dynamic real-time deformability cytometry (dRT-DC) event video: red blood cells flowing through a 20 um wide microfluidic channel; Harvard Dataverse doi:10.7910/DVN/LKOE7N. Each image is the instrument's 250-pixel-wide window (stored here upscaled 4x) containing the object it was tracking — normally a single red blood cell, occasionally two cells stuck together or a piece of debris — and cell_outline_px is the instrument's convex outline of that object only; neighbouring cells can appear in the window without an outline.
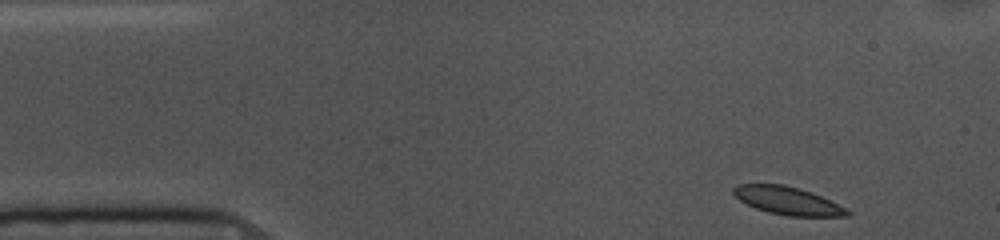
{"species": "common noctule bat (a hibernating species)", "species_latin": "Nyctalus noctula", "temperature_condition": "cold", "stored_images_in_passage": 50, "camera_frame_rate_fps": 3000, "um_per_image_px": 0.085, "animal": {"sex": "female", "body_mass_g": 10.0, "forearm_length_mm": 53.1}, "frame": {"image": 1, "passage_image": 1, "time_ms": 0.0, "image_size_px": [1000, 240], "cell_outline_px": [[852, 212], [848, 216], [788, 216], [768, 212], [756, 208], [740, 200], [732, 192], [732, 188], [736, 184], [784, 184], [812, 192], [848, 208]], "centroid_in_image_um": [66.98, 17.06], "position_along_channel_um": 18.0, "area_um2": 18.55}}
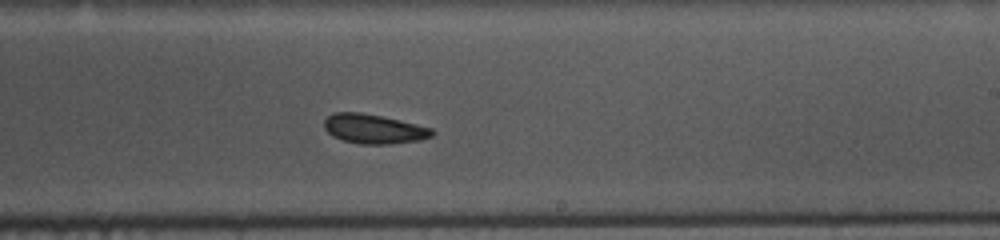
{"frame": {"image": 2, "passage_image": 27, "time_ms": 8.667, "image_size_px": [1000, 240], "cell_outline_px": [[436, 132], [432, 136], [420, 140], [388, 144], [360, 144], [344, 140], [332, 136], [324, 128], [324, 120], [332, 112], [360, 112], [400, 120], [432, 128]], "centroid_in_image_um": [31.77, 10.95], "position_along_channel_um": 257.2, "area_um2": 18.5}}
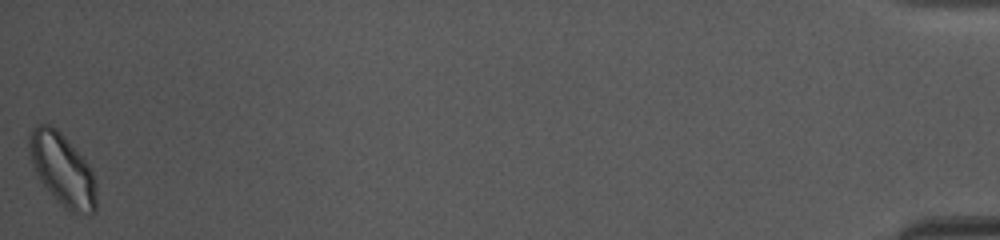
{"frame": {"image": 3, "passage_image": 50, "time_ms": 16.333, "image_size_px": [1000, 240], "cell_outline_px": [[96, 208], [92, 212], [72, 212], [64, 208], [56, 200], [40, 180], [32, 164], [28, 152], [28, 136], [32, 128], [40, 124], [48, 124], [56, 128], [64, 136], [88, 164], [96, 180]], "centroid_in_image_um": [5.28, 14.39], "position_along_channel_um": 429.9, "area_um2": 27.98}, "authors_computed_cell_mechanics": {"area_um2": 18.9584, "velocity_mm_per_s": 3.5957, "shape_relaxation_time_tau1_ms": 5.2112, "shape_relaxation_time_tau2_ms": null, "deformation_change_tau1": 0.0767, "deformation_change_tau2": null}}